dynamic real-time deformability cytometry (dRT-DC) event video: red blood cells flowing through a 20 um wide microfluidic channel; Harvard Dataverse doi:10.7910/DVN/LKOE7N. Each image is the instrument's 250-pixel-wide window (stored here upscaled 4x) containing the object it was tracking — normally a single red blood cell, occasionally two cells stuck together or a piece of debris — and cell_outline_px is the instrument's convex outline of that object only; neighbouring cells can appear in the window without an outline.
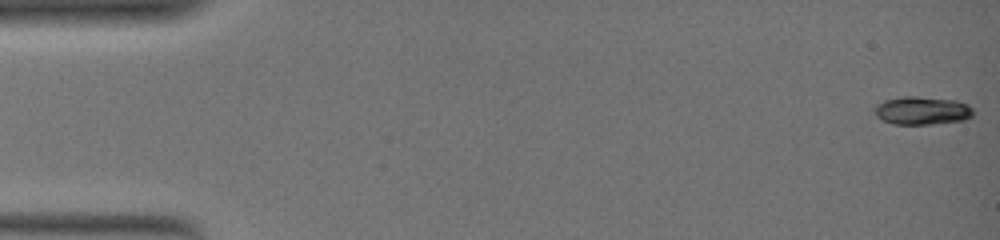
{"species": "common noctule bat (a hibernating species)", "species_latin": "Nyctalus noctula", "temperature_condition": "warm", "stored_images_in_passage": 121, "camera_frame_rate_fps": 3000, "um_per_image_px": 0.085, "animal": {"sex": "female", "body_mass_g": 19.0, "forearm_length_mm": 51.5}, "frame": {"image": 1, "passage_image": 1, "time_ms": 0.0, "image_size_px": [1000, 240], "cell_outline_px": [[972, 116], [964, 120], [928, 124], [892, 124], [876, 116], [872, 112], [872, 108], [876, 104], [884, 100], [900, 96], [916, 96], [956, 100], [968, 104], [972, 108]], "centroid_in_image_um": [78.32, 9.38], "position_along_channel_um": 6.7, "area_um2": 16.36}}
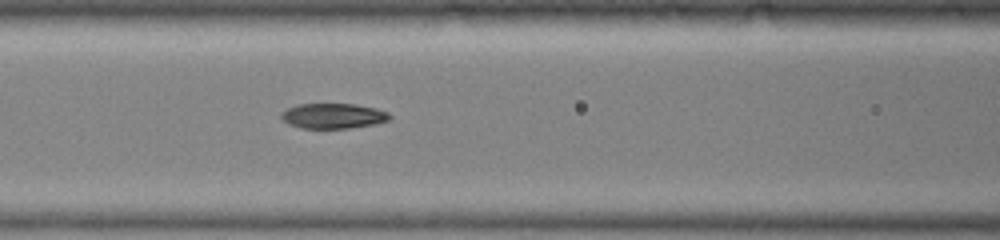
{"frame": {"image": 2, "passage_image": 51, "time_ms": 10.667, "image_size_px": [1000, 240], "cell_outline_px": [[392, 116], [388, 120], [372, 124], [348, 128], [300, 128], [288, 124], [280, 116], [280, 112], [296, 104], [356, 104], [376, 108], [388, 112]], "centroid_in_image_um": [28.29, 9.84], "position_along_channel_um": 138.3, "area_um2": 15.9}}
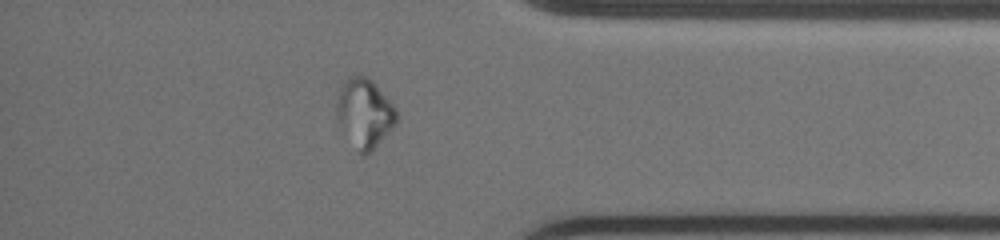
{"frame": {"image": 3, "passage_image": 104, "time_ms": 20.667, "image_size_px": [1000, 240], "cell_outline_px": [[396, 124], [368, 152], [360, 156], [336, 120], [336, 104], [340, 88], [344, 80], [348, 76], [360, 72], [396, 108]], "centroid_in_image_um": [30.92, 9.6], "position_along_channel_um": 404.3, "area_um2": 23.47}, "authors_computed_cell_mechanics": {"area_um2": 16.7042, "velocity_mm_per_s": 2.7243, "shape_relaxation_time_tau1_ms": null, "shape_relaxation_time_tau2_ms": 1.8252, "deformation_change_tau1": null, "deformation_change_tau2": 0.0433}}